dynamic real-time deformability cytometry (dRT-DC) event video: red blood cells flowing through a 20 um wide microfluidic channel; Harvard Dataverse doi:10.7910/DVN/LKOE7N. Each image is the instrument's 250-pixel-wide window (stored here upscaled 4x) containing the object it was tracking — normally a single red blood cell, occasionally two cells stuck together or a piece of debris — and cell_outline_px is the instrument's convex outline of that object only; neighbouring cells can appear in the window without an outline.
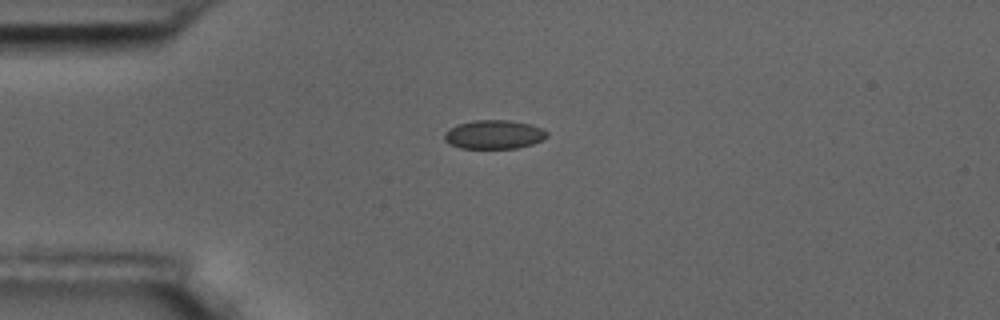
{"species": "common noctule bat (a hibernating species)", "species_latin": "Nyctalus noctula", "temperature_condition": "room temperature", "stored_images_in_passage": 6, "camera_frame_rate_fps": 3000, "um_per_image_px": 0.085, "animal": {"sex": "male", "body_mass_g": 17.5, "forearm_length_mm": 52.3}, "frame": {"image": 1, "passage_image": 1, "time_ms": 0.0, "image_size_px": [1000, 320], "cell_outline_px": [[548, 136], [532, 144], [516, 148], [460, 148], [448, 144], [444, 140], [444, 132], [460, 124], [472, 120], [508, 120], [532, 124], [548, 132]], "centroid_in_image_um": [41.98, 11.43], "position_along_channel_um": 43.0, "area_um2": 17.17}}
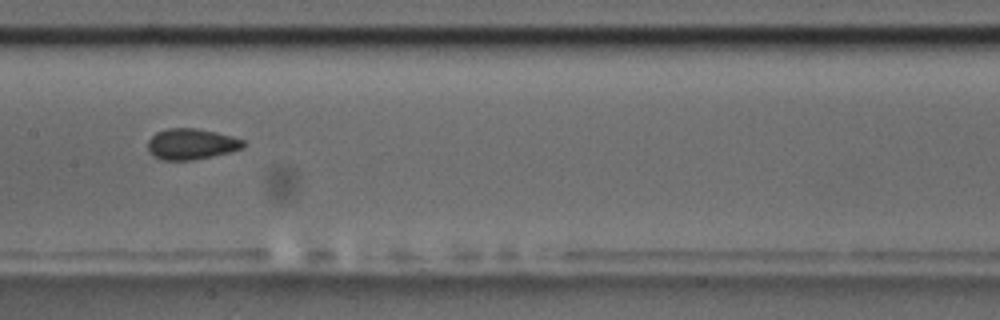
{"frame": {"image": 2, "passage_image": 5, "time_ms": 4.667, "image_size_px": [1000, 320], "cell_outline_px": [[244, 148], [212, 156], [192, 160], [164, 160], [152, 156], [148, 152], [148, 140], [156, 132], [168, 128], [196, 128], [216, 132], [232, 136], [244, 140]], "centroid_in_image_um": [16.24, 12.24], "position_along_channel_um": 191.2, "area_um2": 17.22}}
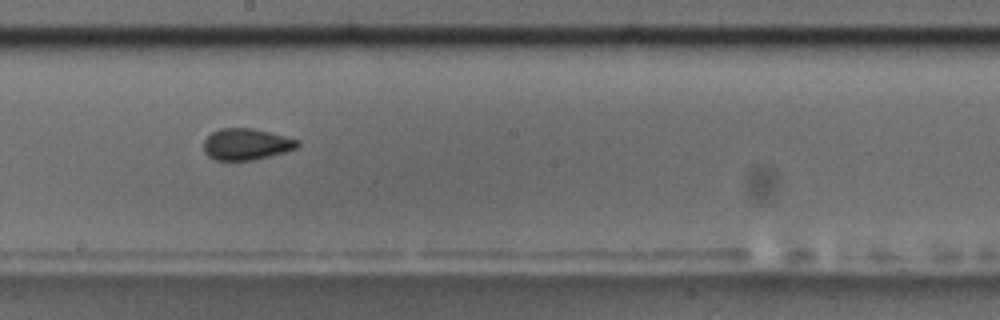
{"frame": {"image": 3, "passage_image": 6, "time_ms": 5.667, "image_size_px": [1000, 320], "cell_outline_px": [[300, 144], [296, 148], [284, 152], [252, 160], [216, 160], [208, 156], [204, 152], [204, 140], [212, 132], [220, 128], [252, 128], [300, 140]], "centroid_in_image_um": [20.92, 12.25], "position_along_channel_um": 227.3, "area_um2": 17.05}}